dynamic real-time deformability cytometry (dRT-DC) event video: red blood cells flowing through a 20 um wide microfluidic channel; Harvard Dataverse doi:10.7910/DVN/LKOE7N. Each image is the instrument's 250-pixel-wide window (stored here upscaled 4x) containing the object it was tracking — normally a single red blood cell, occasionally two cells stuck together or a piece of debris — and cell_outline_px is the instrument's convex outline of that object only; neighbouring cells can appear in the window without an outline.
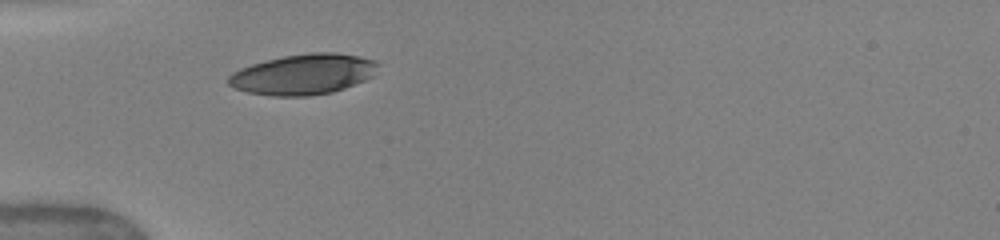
{"species": "human", "species_latin": "Homo sapiens", "temperature_condition": "warm", "stored_images_in_passage": 3, "camera_frame_rate_fps": 3000, "um_per_image_px": 0.085, "donor": {"sex": "female"}, "frame": {"image": 1, "passage_image": 1, "time_ms": 0.0, "image_size_px": [1000, 240], "cell_outline_px": [[380, 64], [372, 76], [364, 80], [344, 88], [332, 92], [308, 96], [272, 96], [248, 92], [236, 88], [228, 84], [228, 76], [232, 72], [240, 68], [252, 64], [284, 56], [312, 52], [332, 52], [360, 56], [376, 60]], "centroid_in_image_um": [25.79, 6.31], "position_along_channel_um": 59.2, "area_um2": 35.2}}